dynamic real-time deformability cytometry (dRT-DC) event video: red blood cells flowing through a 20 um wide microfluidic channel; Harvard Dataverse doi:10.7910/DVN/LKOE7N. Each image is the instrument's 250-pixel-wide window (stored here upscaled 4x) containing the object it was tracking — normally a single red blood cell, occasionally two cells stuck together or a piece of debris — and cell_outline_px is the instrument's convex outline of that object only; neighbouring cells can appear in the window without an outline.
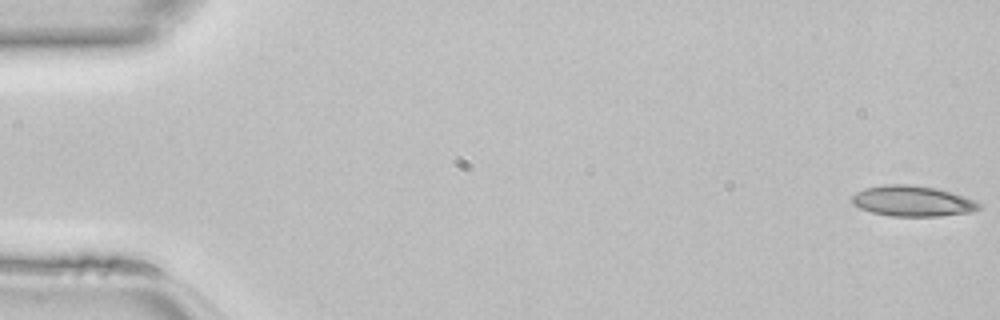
{"species": "common noctule bat (a hibernating species)", "species_latin": "Nyctalus noctula", "temperature_condition": "room temperature", "stored_images_in_passage": 46, "camera_frame_rate_fps": 3000, "um_per_image_px": 0.085, "animal": {"sex": "female", "body_mass_g": 22.7, "forearm_length_mm": 54.2}, "frame": {"image": 1, "passage_image": 1, "time_ms": 0.0, "image_size_px": [1000, 320], "cell_outline_px": [[984, 208], [972, 212], [940, 216], [892, 216], [872, 212], [860, 208], [852, 204], [852, 196], [856, 192], [864, 188], [884, 184], [908, 184], [936, 188], [952, 192], [964, 196], [984, 204]], "centroid_in_image_um": [77.61, 17.09], "position_along_channel_um": 7.4, "area_um2": 22.95}}
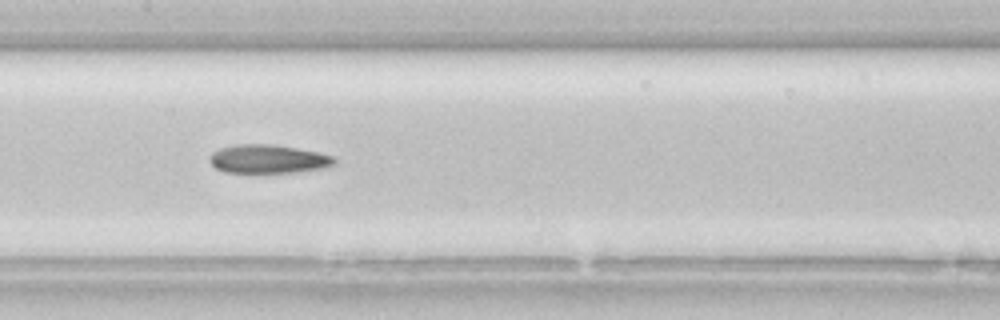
{"frame": {"image": 2, "passage_image": 23, "time_ms": 7.333, "image_size_px": [1000, 320], "cell_outline_px": [[336, 164], [328, 168], [296, 172], [224, 172], [216, 168], [212, 164], [212, 152], [220, 148], [236, 144], [272, 144], [296, 148], [316, 152], [332, 156], [336, 160]], "centroid_in_image_um": [22.84, 13.52], "position_along_channel_um": 184.6, "area_um2": 20.63}}
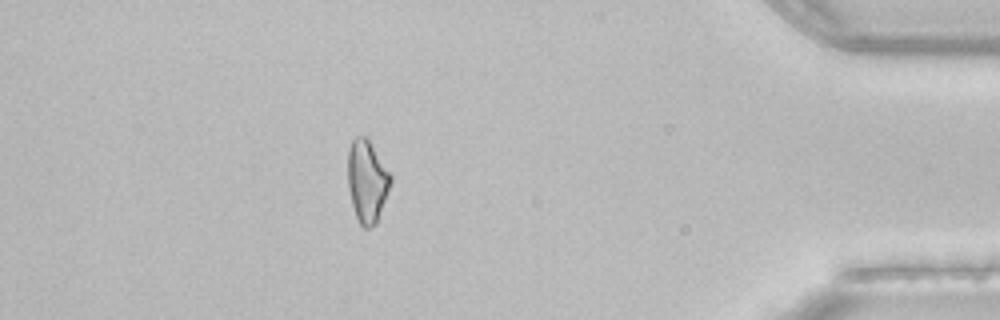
{"frame": {"image": 3, "passage_image": 41, "time_ms": 13.333, "image_size_px": [1000, 320], "cell_outline_px": [[392, 180], [376, 224], [372, 228], [364, 228], [360, 224], [356, 216], [352, 204], [348, 188], [348, 148], [352, 140], [356, 136], [364, 136], [368, 140], [392, 176]], "centroid_in_image_um": [31.18, 15.42], "position_along_channel_um": 404.0, "area_um2": 20.29}}